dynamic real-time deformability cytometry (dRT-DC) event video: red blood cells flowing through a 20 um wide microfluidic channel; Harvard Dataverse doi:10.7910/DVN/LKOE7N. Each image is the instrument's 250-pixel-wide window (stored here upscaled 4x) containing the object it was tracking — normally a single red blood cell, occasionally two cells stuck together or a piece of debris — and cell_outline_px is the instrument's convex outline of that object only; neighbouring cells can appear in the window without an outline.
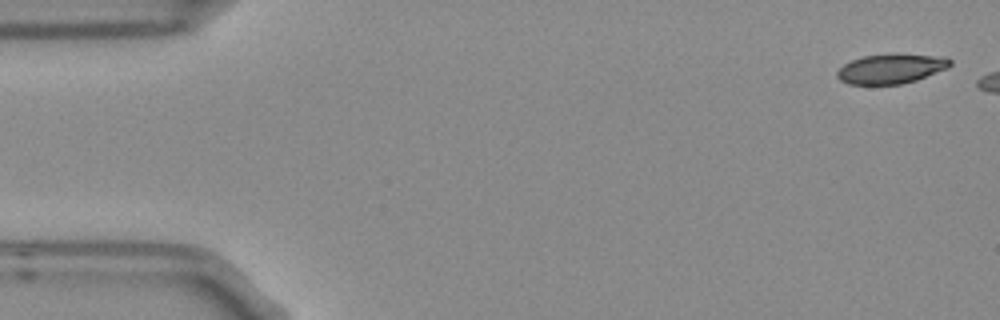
{"species": "Egyptian fruit bat (a non-hibernating species)", "species_latin": "Rousettus aegyptiacus", "temperature_condition": "room temperature", "stored_images_in_passage": 3, "camera_frame_rate_fps": 3000, "um_per_image_px": 0.085, "frame": {"image": 1, "passage_image": 1, "time_ms": 0.0, "image_size_px": [1000, 320], "cell_outline_px": [[952, 64], [948, 68], [916, 80], [900, 84], [848, 84], [840, 80], [836, 76], [836, 72], [844, 64], [852, 60], [864, 56], [944, 56], [952, 60]], "centroid_in_image_um": [75.73, 5.88], "position_along_channel_um": 9.3, "area_um2": 18.79}}